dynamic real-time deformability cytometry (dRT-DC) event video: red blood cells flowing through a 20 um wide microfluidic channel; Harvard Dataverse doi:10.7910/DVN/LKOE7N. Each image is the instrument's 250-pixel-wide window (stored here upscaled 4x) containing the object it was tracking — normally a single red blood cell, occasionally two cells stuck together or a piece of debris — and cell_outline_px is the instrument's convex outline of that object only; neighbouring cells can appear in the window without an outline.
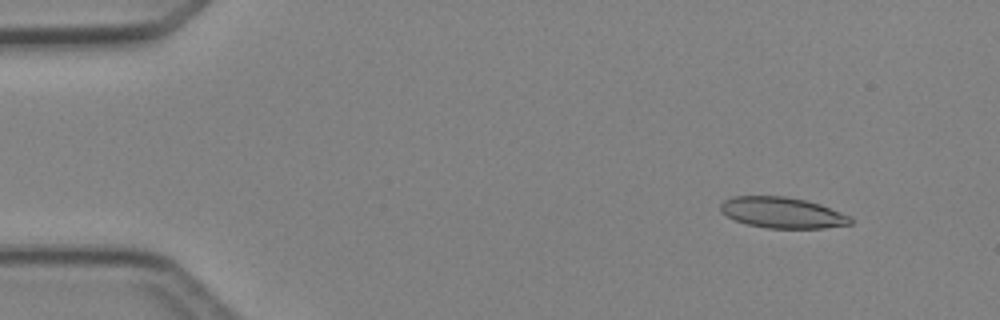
{"species": "Egyptian fruit bat (a non-hibernating species)", "species_latin": "Rousettus aegyptiacus", "temperature_condition": "cold", "stored_images_in_passage": 4, "camera_frame_rate_fps": 3000, "um_per_image_px": 0.085, "animal": {"sex": "female"}, "frame": {"image": 1, "passage_image": 2, "time_ms": 1.333, "image_size_px": [1000, 320], "cell_outline_px": [[852, 224], [824, 228], [768, 228], [748, 224], [736, 220], [720, 212], [720, 204], [724, 200], [732, 196], [784, 196], [804, 200], [820, 204], [852, 216]], "centroid_in_image_um": [66.51, 18.07], "position_along_channel_um": 18.5, "area_um2": 23.41}}